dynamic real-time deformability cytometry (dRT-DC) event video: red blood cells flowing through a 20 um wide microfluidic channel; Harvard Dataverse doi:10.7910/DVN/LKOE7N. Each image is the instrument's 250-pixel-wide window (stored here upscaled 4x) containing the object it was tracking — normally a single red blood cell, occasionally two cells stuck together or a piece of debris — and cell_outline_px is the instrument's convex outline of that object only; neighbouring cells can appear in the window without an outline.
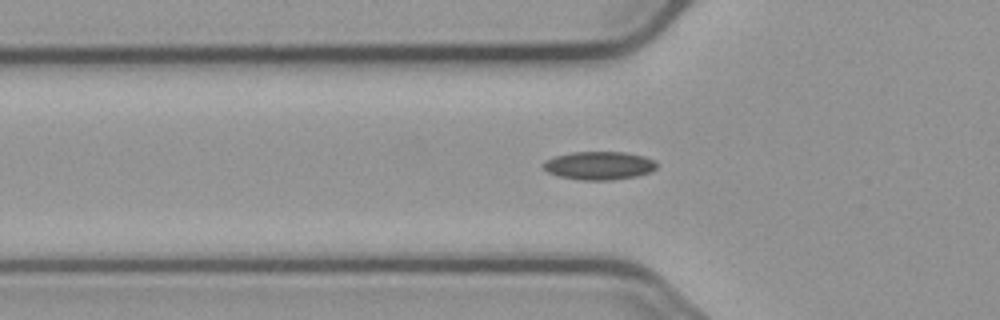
{"species": "common noctule bat (a hibernating species)", "species_latin": "Nyctalus noctula", "temperature_condition": "cold", "stored_images_in_passage": 52, "camera_frame_rate_fps": 3000, "um_per_image_px": 0.085, "animal": {"sex": "male", "body_mass_g": 23.1, "forearm_length_mm": 52.7}, "frame": {"image": 1, "passage_image": 18, "time_ms": 5.667, "image_size_px": [1000, 320], "cell_outline_px": [[660, 164], [652, 172], [636, 176], [612, 180], [580, 180], [560, 176], [548, 172], [540, 164], [544, 160], [556, 156], [572, 152], [624, 152], [644, 156], [656, 160]], "centroid_in_image_um": [50.96, 14.07], "position_along_channel_um": 74.8, "area_um2": 18.9}}
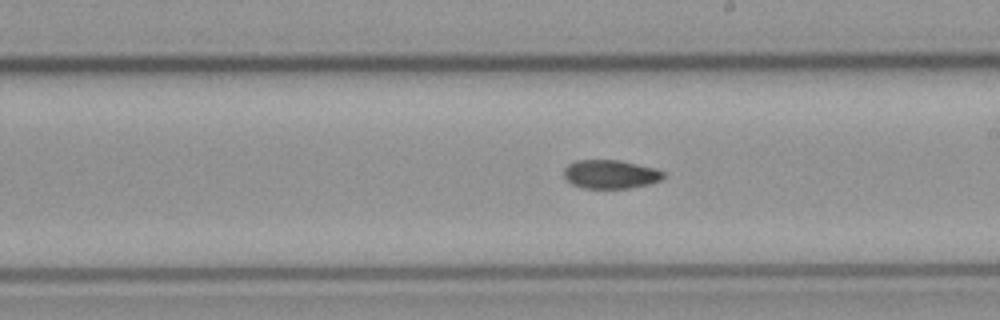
{"frame": {"image": 2, "passage_image": 31, "time_ms": 10.0, "image_size_px": [1000, 320], "cell_outline_px": [[664, 176], [660, 180], [648, 184], [628, 188], [584, 188], [572, 184], [564, 176], [564, 168], [568, 164], [576, 160], [620, 160], [656, 168], [664, 172]], "centroid_in_image_um": [51.89, 14.8], "position_along_channel_um": 237.1, "area_um2": 16.59}}
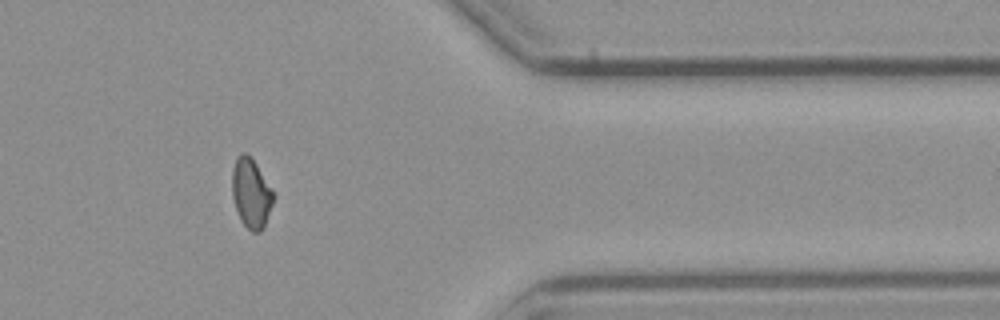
{"frame": {"image": 3, "passage_image": 45, "time_ms": 14.667, "image_size_px": [1000, 320], "cell_outline_px": [[276, 196], [264, 228], [260, 232], [252, 232], [240, 220], [232, 196], [232, 168], [236, 156], [240, 152], [244, 152], [256, 164], [272, 188]], "centroid_in_image_um": [21.36, 16.43], "position_along_channel_um": 390.0, "area_um2": 16.94}, "authors_computed_cell_mechanics": {"area_um2": 17.051, "velocity_mm_per_s": 3.7182, "shape_relaxation_time_tau1_ms": null, "shape_relaxation_time_tau2_ms": 7.8843, "deformation_change_tau1": null, "deformation_change_tau2": 0.1182}}